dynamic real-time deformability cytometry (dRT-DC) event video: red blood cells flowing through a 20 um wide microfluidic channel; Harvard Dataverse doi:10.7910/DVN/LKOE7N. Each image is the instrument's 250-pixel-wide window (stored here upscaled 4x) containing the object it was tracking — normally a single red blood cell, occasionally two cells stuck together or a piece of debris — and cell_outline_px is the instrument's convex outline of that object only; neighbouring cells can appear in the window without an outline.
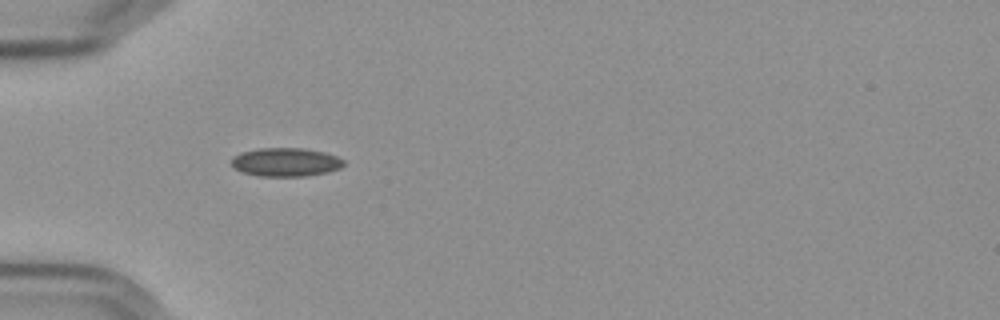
{"species": "Egyptian fruit bat (a non-hibernating species)", "species_latin": "Rousettus aegyptiacus", "temperature_condition": "cold", "stored_images_in_passage": 39, "camera_frame_rate_fps": 3000, "um_per_image_px": 0.085, "frame": {"image": 1, "passage_image": 1, "time_ms": 0.0, "image_size_px": [1000, 320], "cell_outline_px": [[344, 164], [340, 168], [328, 172], [304, 176], [256, 176], [244, 172], [236, 168], [232, 164], [232, 156], [240, 152], [260, 148], [304, 148], [324, 152], [336, 156], [344, 160]], "centroid_in_image_um": [24.29, 13.77], "position_along_channel_um": 60.7, "area_um2": 18.67}}
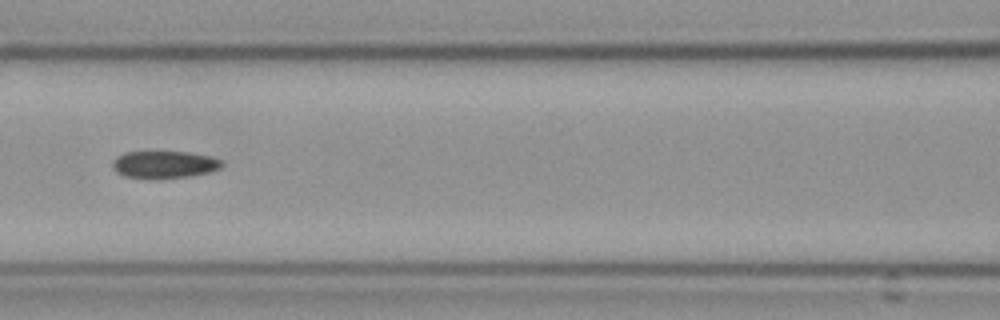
{"frame": {"image": 2, "passage_image": 9, "time_ms": 2.667, "image_size_px": [1000, 320], "cell_outline_px": [[224, 164], [220, 168], [208, 172], [184, 176], [124, 176], [116, 172], [112, 168], [112, 160], [116, 156], [124, 152], [188, 152], [212, 156], [224, 160]], "centroid_in_image_um": [13.98, 13.93], "position_along_channel_um": 152.6, "area_um2": 16.82}}
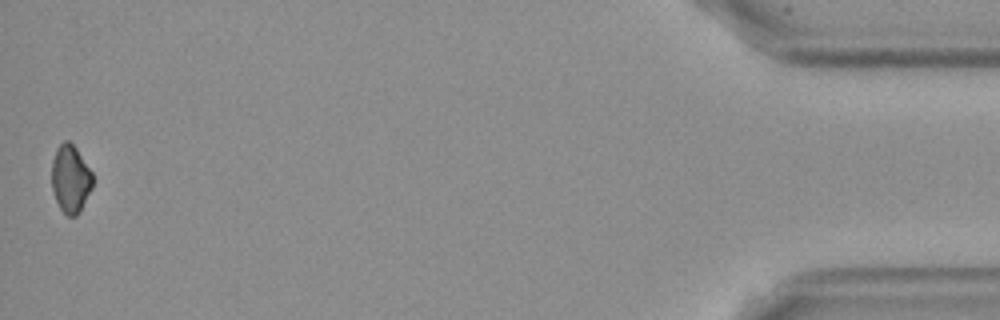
{"frame": {"image": 3, "passage_image": 39, "time_ms": 12.667, "image_size_px": [1000, 320], "cell_outline_px": [[92, 188], [76, 216], [68, 216], [60, 208], [56, 200], [52, 188], [52, 160], [56, 148], [64, 140], [68, 140], [76, 148], [92, 172]], "centroid_in_image_um": [5.98, 15.17], "position_along_channel_um": 429.2, "area_um2": 15.95}}